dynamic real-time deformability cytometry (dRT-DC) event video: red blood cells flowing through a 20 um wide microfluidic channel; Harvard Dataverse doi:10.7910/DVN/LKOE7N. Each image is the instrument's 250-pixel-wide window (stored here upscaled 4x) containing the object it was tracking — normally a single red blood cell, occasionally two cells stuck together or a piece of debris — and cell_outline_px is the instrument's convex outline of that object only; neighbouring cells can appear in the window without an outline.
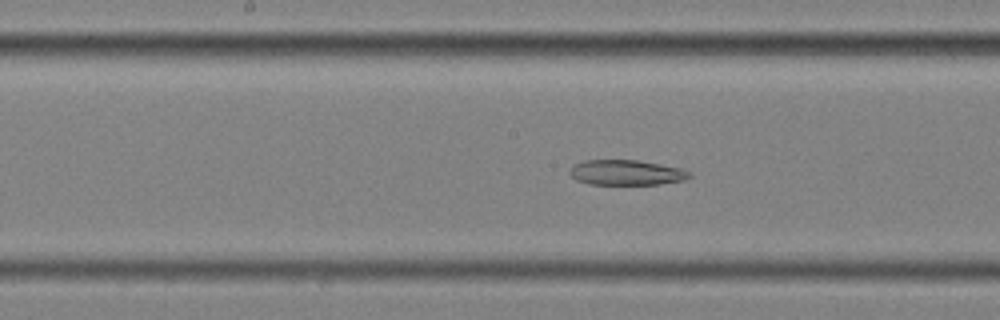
{"species": "common noctule bat (a hibernating species)", "species_latin": "Nyctalus noctula", "temperature_condition": "cold", "stored_images_in_passage": 59, "segment_of_instrument_passage": [2, 2], "camera_frame_rate_fps": 3000, "um_per_image_px": 0.085, "animal": {"sex": "female", "body_mass_g": 25.1}, "frame": {"image": 1, "passage_image": 30, "time_ms": 9.667, "image_size_px": [1000, 320], "cell_outline_px": [[692, 176], [684, 180], [660, 184], [588, 184], [576, 180], [568, 172], [576, 164], [584, 160], [636, 160], [660, 164], [680, 168], [692, 172]], "centroid_in_image_um": [53.26, 14.67], "position_along_channel_um": 194.9, "area_um2": 17.51}}
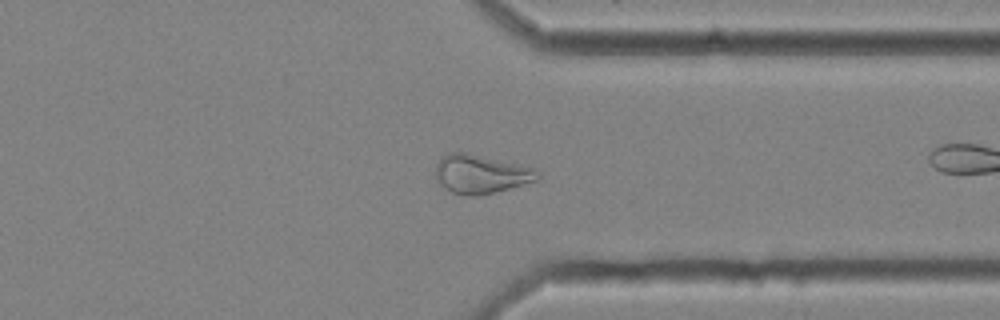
{"frame": {"image": 2, "passage_image": 45, "time_ms": 14.667, "image_size_px": [1000, 320], "cell_outline_px": [[540, 176], [536, 180], [508, 188], [476, 196], [464, 196], [452, 192], [440, 184], [436, 180], [436, 164], [440, 156], [448, 152], [464, 152], [532, 168], [540, 172]], "centroid_in_image_um": [40.79, 14.79], "position_along_channel_um": 370.6, "area_um2": 22.6}}